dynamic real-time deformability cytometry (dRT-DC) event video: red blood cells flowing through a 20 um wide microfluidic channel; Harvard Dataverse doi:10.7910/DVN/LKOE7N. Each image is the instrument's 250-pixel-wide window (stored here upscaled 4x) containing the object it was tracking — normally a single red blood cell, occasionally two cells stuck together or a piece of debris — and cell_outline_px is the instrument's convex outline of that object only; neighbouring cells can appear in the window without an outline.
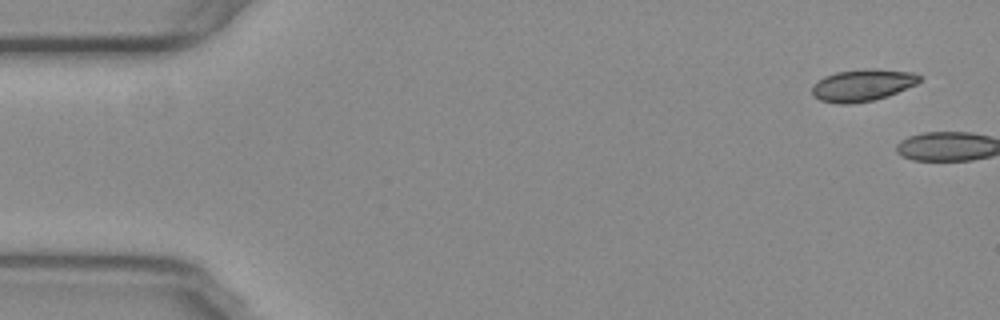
{"species": "common noctule bat (a hibernating species)", "species_latin": "Nyctalus noctula", "temperature_condition": "warm", "stored_images_in_passage": 3, "camera_frame_rate_fps": 3000, "um_per_image_px": 0.085, "animal": {"sex": "female", "body_mass_g": 29.2, "forearm_length_mm": 56.3}, "frame": {"image": 1, "passage_image": 1, "time_ms": 0.0, "image_size_px": [1000, 320], "cell_outline_px": [[920, 80], [916, 84], [888, 96], [872, 100], [848, 104], [836, 104], [820, 100], [812, 96], [812, 84], [816, 80], [824, 76], [836, 72], [872, 68], [876, 68], [916, 72], [920, 76]], "centroid_in_image_um": [73.28, 7.23], "position_along_channel_um": 11.7, "area_um2": 20.23}}